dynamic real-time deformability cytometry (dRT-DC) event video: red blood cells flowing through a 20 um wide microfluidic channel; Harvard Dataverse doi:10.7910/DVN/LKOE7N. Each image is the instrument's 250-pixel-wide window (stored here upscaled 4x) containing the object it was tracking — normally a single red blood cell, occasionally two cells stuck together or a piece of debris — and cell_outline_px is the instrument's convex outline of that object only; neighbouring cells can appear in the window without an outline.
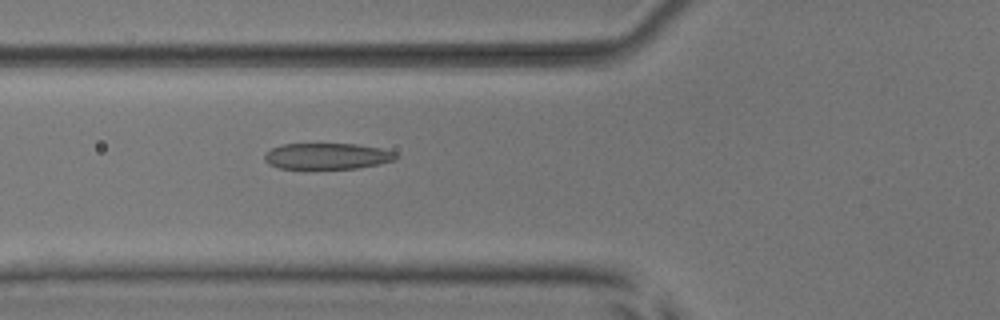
{"species": "common noctule bat (a hibernating species)", "species_latin": "Nyctalus noctula", "temperature_condition": "room temperature", "stored_images_in_passage": 46, "camera_frame_rate_fps": 3000, "um_per_image_px": 0.085, "animal": {"sex": "male", "body_mass_g": 17.9, "forearm_length_mm": 54.2}, "frame": {"image": 1, "passage_image": 13, "time_ms": 4.0, "image_size_px": [1000, 320], "cell_outline_px": [[400, 156], [396, 160], [380, 164], [356, 168], [280, 168], [268, 164], [264, 160], [264, 152], [272, 148], [284, 144], [356, 144], [380, 148], [396, 152]], "centroid_in_image_um": [27.83, 13.27], "position_along_channel_um": 98.0, "area_um2": 20.06}}
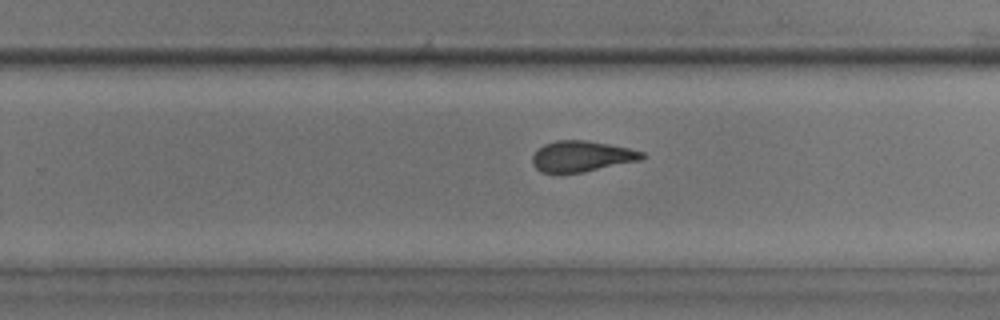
{"frame": {"image": 2, "passage_image": 27, "time_ms": 8.667, "image_size_px": [1000, 320], "cell_outline_px": [[644, 156], [640, 160], [584, 172], [540, 172], [532, 164], [532, 156], [544, 144], [556, 140], [588, 140], [628, 148], [644, 152]], "centroid_in_image_um": [49.43, 13.28], "position_along_channel_um": 280.4, "area_um2": 19.48}}
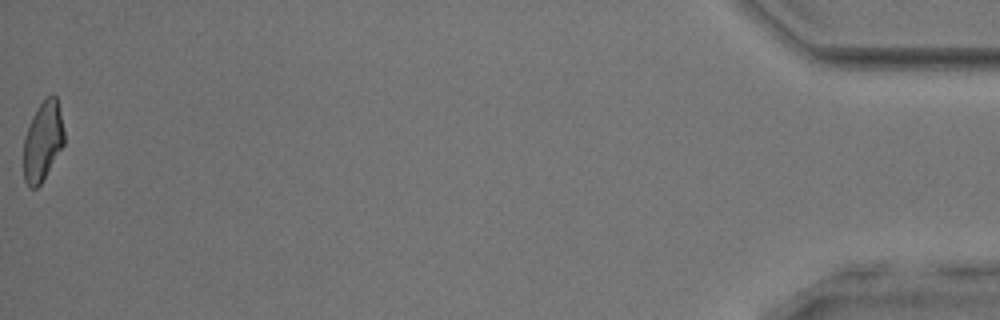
{"frame": {"image": 3, "passage_image": 46, "time_ms": 15.0, "image_size_px": [1000, 320], "cell_outline_px": [[64, 144], [40, 184], [36, 188], [28, 188], [24, 180], [24, 136], [32, 116], [40, 104], [52, 92], [56, 96], [60, 112], [64, 132]], "centroid_in_image_um": [3.63, 12.0], "position_along_channel_um": 431.6, "area_um2": 18.61}, "authors_computed_cell_mechanics": {"area_um2": 20.4612, "velocity_mm_per_s": 3.9184, "shape_relaxation_time_tau1_ms": 4.8664, "shape_relaxation_time_tau2_ms": 1.1292, "deformation_change_tau1": 0.169, "deformation_change_tau2": 0.0905}}